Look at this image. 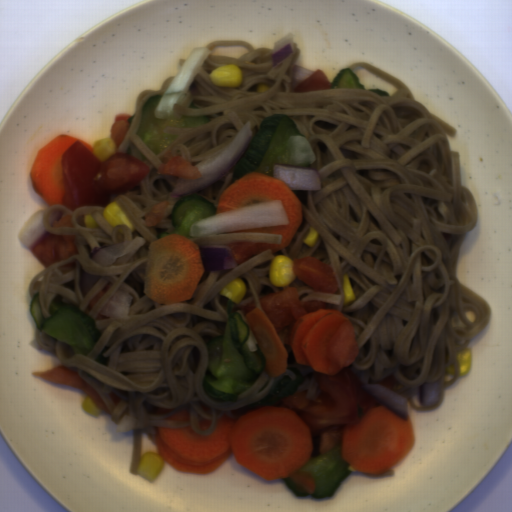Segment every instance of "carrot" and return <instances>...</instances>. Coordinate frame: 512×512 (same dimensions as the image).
<instances>
[{
  "mask_svg": "<svg viewBox=\"0 0 512 512\" xmlns=\"http://www.w3.org/2000/svg\"><path fill=\"white\" fill-rule=\"evenodd\" d=\"M173 409H175V408H164V407H163V408H159V409H158L154 414H156V415H158V416H159V415H164V414H166V413H169V412H170V411H172Z\"/></svg>",
  "mask_w": 512,
  "mask_h": 512,
  "instance_id": "carrot-16",
  "label": "carrot"
},
{
  "mask_svg": "<svg viewBox=\"0 0 512 512\" xmlns=\"http://www.w3.org/2000/svg\"><path fill=\"white\" fill-rule=\"evenodd\" d=\"M314 439L309 425L286 407H259L236 419H216L208 435L191 426L158 427L155 448L174 470L210 474L233 454L263 480L288 476L308 462Z\"/></svg>",
  "mask_w": 512,
  "mask_h": 512,
  "instance_id": "carrot-1",
  "label": "carrot"
},
{
  "mask_svg": "<svg viewBox=\"0 0 512 512\" xmlns=\"http://www.w3.org/2000/svg\"><path fill=\"white\" fill-rule=\"evenodd\" d=\"M157 175H167L182 179L195 180L203 176L198 168L194 167L185 158L172 151L164 156V159L157 170Z\"/></svg>",
  "mask_w": 512,
  "mask_h": 512,
  "instance_id": "carrot-9",
  "label": "carrot"
},
{
  "mask_svg": "<svg viewBox=\"0 0 512 512\" xmlns=\"http://www.w3.org/2000/svg\"><path fill=\"white\" fill-rule=\"evenodd\" d=\"M415 442L409 415L402 419L381 405L346 429L341 441L342 459L354 471L382 475L401 463Z\"/></svg>",
  "mask_w": 512,
  "mask_h": 512,
  "instance_id": "carrot-2",
  "label": "carrot"
},
{
  "mask_svg": "<svg viewBox=\"0 0 512 512\" xmlns=\"http://www.w3.org/2000/svg\"><path fill=\"white\" fill-rule=\"evenodd\" d=\"M245 321L256 346L265 356L264 370L267 376L272 378L286 373L288 353L266 313L258 308L253 309L245 314Z\"/></svg>",
  "mask_w": 512,
  "mask_h": 512,
  "instance_id": "carrot-7",
  "label": "carrot"
},
{
  "mask_svg": "<svg viewBox=\"0 0 512 512\" xmlns=\"http://www.w3.org/2000/svg\"><path fill=\"white\" fill-rule=\"evenodd\" d=\"M33 375H37L42 377L48 382L76 387L83 391L85 396H89L95 405H97L101 411L110 415V412L106 405L104 404L101 397L95 391V389L90 386L87 382H85L79 373L75 372L72 369H69L64 366H56L50 371L43 373H35Z\"/></svg>",
  "mask_w": 512,
  "mask_h": 512,
  "instance_id": "carrot-8",
  "label": "carrot"
},
{
  "mask_svg": "<svg viewBox=\"0 0 512 512\" xmlns=\"http://www.w3.org/2000/svg\"><path fill=\"white\" fill-rule=\"evenodd\" d=\"M169 201H164L162 203L157 204L156 206L152 207L147 213H146V224L148 227H154L156 225H159L161 221L166 216V212L168 207L170 206Z\"/></svg>",
  "mask_w": 512,
  "mask_h": 512,
  "instance_id": "carrot-11",
  "label": "carrot"
},
{
  "mask_svg": "<svg viewBox=\"0 0 512 512\" xmlns=\"http://www.w3.org/2000/svg\"><path fill=\"white\" fill-rule=\"evenodd\" d=\"M82 143L94 153V146L76 136L60 135L48 142L35 155L30 172L31 184L46 205H65L62 159L65 152L76 142ZM95 154V153H94Z\"/></svg>",
  "mask_w": 512,
  "mask_h": 512,
  "instance_id": "carrot-6",
  "label": "carrot"
},
{
  "mask_svg": "<svg viewBox=\"0 0 512 512\" xmlns=\"http://www.w3.org/2000/svg\"><path fill=\"white\" fill-rule=\"evenodd\" d=\"M204 271L200 245L171 234L149 245L144 293L163 305L183 302L191 298Z\"/></svg>",
  "mask_w": 512,
  "mask_h": 512,
  "instance_id": "carrot-5",
  "label": "carrot"
},
{
  "mask_svg": "<svg viewBox=\"0 0 512 512\" xmlns=\"http://www.w3.org/2000/svg\"><path fill=\"white\" fill-rule=\"evenodd\" d=\"M212 424V420L204 419L203 421H198L197 426L201 431H206L210 428Z\"/></svg>",
  "mask_w": 512,
  "mask_h": 512,
  "instance_id": "carrot-15",
  "label": "carrot"
},
{
  "mask_svg": "<svg viewBox=\"0 0 512 512\" xmlns=\"http://www.w3.org/2000/svg\"><path fill=\"white\" fill-rule=\"evenodd\" d=\"M130 117L133 116L119 113L115 116V122L111 127L110 138L114 139L116 149L120 147L129 130L128 120Z\"/></svg>",
  "mask_w": 512,
  "mask_h": 512,
  "instance_id": "carrot-10",
  "label": "carrot"
},
{
  "mask_svg": "<svg viewBox=\"0 0 512 512\" xmlns=\"http://www.w3.org/2000/svg\"><path fill=\"white\" fill-rule=\"evenodd\" d=\"M73 215H65L62 219L59 221L53 222V227L57 228H73V221H72Z\"/></svg>",
  "mask_w": 512,
  "mask_h": 512,
  "instance_id": "carrot-13",
  "label": "carrot"
},
{
  "mask_svg": "<svg viewBox=\"0 0 512 512\" xmlns=\"http://www.w3.org/2000/svg\"><path fill=\"white\" fill-rule=\"evenodd\" d=\"M112 284L113 283L105 285L102 289H100L89 302V307L93 308L99 302V300L106 294V292L109 290Z\"/></svg>",
  "mask_w": 512,
  "mask_h": 512,
  "instance_id": "carrot-14",
  "label": "carrot"
},
{
  "mask_svg": "<svg viewBox=\"0 0 512 512\" xmlns=\"http://www.w3.org/2000/svg\"><path fill=\"white\" fill-rule=\"evenodd\" d=\"M273 200L282 201L289 221L288 225L231 231L229 233H275L280 235V242H229L226 246L231 250L236 267L267 250L274 254L287 249L294 240L297 230L303 221L302 208L298 197L284 182L269 175L253 171L233 182L223 191L216 213Z\"/></svg>",
  "mask_w": 512,
  "mask_h": 512,
  "instance_id": "carrot-3",
  "label": "carrot"
},
{
  "mask_svg": "<svg viewBox=\"0 0 512 512\" xmlns=\"http://www.w3.org/2000/svg\"><path fill=\"white\" fill-rule=\"evenodd\" d=\"M290 339L294 360L323 375L348 367L359 353L349 318L337 310L303 315L293 324Z\"/></svg>",
  "mask_w": 512,
  "mask_h": 512,
  "instance_id": "carrot-4",
  "label": "carrot"
},
{
  "mask_svg": "<svg viewBox=\"0 0 512 512\" xmlns=\"http://www.w3.org/2000/svg\"><path fill=\"white\" fill-rule=\"evenodd\" d=\"M167 420L190 422L189 407H184L178 412L165 417Z\"/></svg>",
  "mask_w": 512,
  "mask_h": 512,
  "instance_id": "carrot-12",
  "label": "carrot"
}]
</instances>
